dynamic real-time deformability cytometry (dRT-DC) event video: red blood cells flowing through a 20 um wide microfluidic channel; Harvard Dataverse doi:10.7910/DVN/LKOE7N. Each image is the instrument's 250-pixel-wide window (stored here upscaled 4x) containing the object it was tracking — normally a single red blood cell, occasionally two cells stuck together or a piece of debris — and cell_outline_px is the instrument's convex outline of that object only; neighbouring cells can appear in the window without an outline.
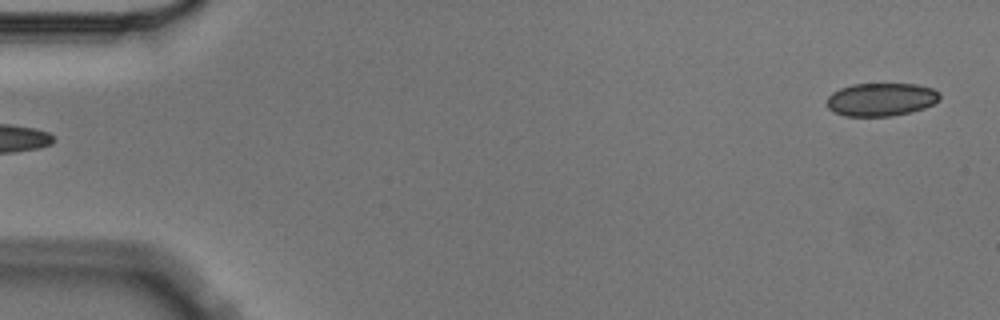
{"species": "Egyptian fruit bat (a non-hibernating species)", "species_latin": "Rousettus aegyptiacus", "temperature_condition": "cold", "stored_images_in_passage": 5, "camera_frame_rate_fps": 3000, "um_per_image_px": 0.085, "animal": {"sex": "male"}, "frame": {"image": 1, "passage_image": 5, "time_ms": 1.333, "image_size_px": [1000, 320], "cell_outline_px": [[940, 100], [924, 108], [912, 112], [892, 116], [844, 116], [832, 112], [828, 108], [828, 96], [832, 92], [840, 88], [852, 84], [916, 84], [932, 88], [940, 92]], "centroid_in_image_um": [74.9, 8.46], "position_along_channel_um": 10.1, "area_um2": 21.96}}